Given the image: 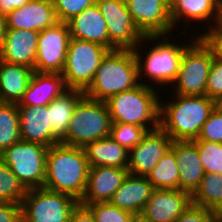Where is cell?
<instances>
[{"instance_id": "2", "label": "cell", "mask_w": 222, "mask_h": 222, "mask_svg": "<svg viewBox=\"0 0 222 222\" xmlns=\"http://www.w3.org/2000/svg\"><path fill=\"white\" fill-rule=\"evenodd\" d=\"M170 99L175 100L161 102L160 99L159 127L171 137L172 141L197 139L202 126L215 109V101L206 95L174 94Z\"/></svg>"}, {"instance_id": "21", "label": "cell", "mask_w": 222, "mask_h": 222, "mask_svg": "<svg viewBox=\"0 0 222 222\" xmlns=\"http://www.w3.org/2000/svg\"><path fill=\"white\" fill-rule=\"evenodd\" d=\"M221 0H174L170 3L171 22L174 28L180 26L178 23H184L185 27H190V21L196 23L206 22L207 27L212 28L218 20L219 4ZM213 19V20H212ZM190 20V21H189ZM210 20V21H209ZM212 20V21H211ZM189 21V23H188ZM199 21V22H198ZM215 21V22H214ZM210 25H209V24ZM177 26V27H176Z\"/></svg>"}, {"instance_id": "10", "label": "cell", "mask_w": 222, "mask_h": 222, "mask_svg": "<svg viewBox=\"0 0 222 222\" xmlns=\"http://www.w3.org/2000/svg\"><path fill=\"white\" fill-rule=\"evenodd\" d=\"M79 201L44 187L28 189L21 202L22 222H69Z\"/></svg>"}, {"instance_id": "15", "label": "cell", "mask_w": 222, "mask_h": 222, "mask_svg": "<svg viewBox=\"0 0 222 222\" xmlns=\"http://www.w3.org/2000/svg\"><path fill=\"white\" fill-rule=\"evenodd\" d=\"M191 203L186 191L154 189L141 213L153 222H174Z\"/></svg>"}, {"instance_id": "9", "label": "cell", "mask_w": 222, "mask_h": 222, "mask_svg": "<svg viewBox=\"0 0 222 222\" xmlns=\"http://www.w3.org/2000/svg\"><path fill=\"white\" fill-rule=\"evenodd\" d=\"M49 147L20 140L0 153V160L16 175L25 188L44 186L46 155Z\"/></svg>"}, {"instance_id": "44", "label": "cell", "mask_w": 222, "mask_h": 222, "mask_svg": "<svg viewBox=\"0 0 222 222\" xmlns=\"http://www.w3.org/2000/svg\"><path fill=\"white\" fill-rule=\"evenodd\" d=\"M131 222H153L150 218H147L142 213H135L132 216Z\"/></svg>"}, {"instance_id": "45", "label": "cell", "mask_w": 222, "mask_h": 222, "mask_svg": "<svg viewBox=\"0 0 222 222\" xmlns=\"http://www.w3.org/2000/svg\"><path fill=\"white\" fill-rule=\"evenodd\" d=\"M216 26L222 31V1L219 4V14Z\"/></svg>"}, {"instance_id": "28", "label": "cell", "mask_w": 222, "mask_h": 222, "mask_svg": "<svg viewBox=\"0 0 222 222\" xmlns=\"http://www.w3.org/2000/svg\"><path fill=\"white\" fill-rule=\"evenodd\" d=\"M191 202L218 213L222 209V175L205 173L191 195Z\"/></svg>"}, {"instance_id": "13", "label": "cell", "mask_w": 222, "mask_h": 222, "mask_svg": "<svg viewBox=\"0 0 222 222\" xmlns=\"http://www.w3.org/2000/svg\"><path fill=\"white\" fill-rule=\"evenodd\" d=\"M126 7L144 35H170V3L167 0H125Z\"/></svg>"}, {"instance_id": "32", "label": "cell", "mask_w": 222, "mask_h": 222, "mask_svg": "<svg viewBox=\"0 0 222 222\" xmlns=\"http://www.w3.org/2000/svg\"><path fill=\"white\" fill-rule=\"evenodd\" d=\"M148 130L138 125L112 123L110 137L127 150H131L147 134Z\"/></svg>"}, {"instance_id": "7", "label": "cell", "mask_w": 222, "mask_h": 222, "mask_svg": "<svg viewBox=\"0 0 222 222\" xmlns=\"http://www.w3.org/2000/svg\"><path fill=\"white\" fill-rule=\"evenodd\" d=\"M188 42L190 44L183 52L180 69L172 85L173 90H175L174 94L184 96L206 95L207 79L214 53L201 36H192Z\"/></svg>"}, {"instance_id": "27", "label": "cell", "mask_w": 222, "mask_h": 222, "mask_svg": "<svg viewBox=\"0 0 222 222\" xmlns=\"http://www.w3.org/2000/svg\"><path fill=\"white\" fill-rule=\"evenodd\" d=\"M83 96V91L67 89L47 105L50 131L59 141L65 137L75 106Z\"/></svg>"}, {"instance_id": "17", "label": "cell", "mask_w": 222, "mask_h": 222, "mask_svg": "<svg viewBox=\"0 0 222 222\" xmlns=\"http://www.w3.org/2000/svg\"><path fill=\"white\" fill-rule=\"evenodd\" d=\"M58 22L52 0H31L6 16V28L43 31Z\"/></svg>"}, {"instance_id": "26", "label": "cell", "mask_w": 222, "mask_h": 222, "mask_svg": "<svg viewBox=\"0 0 222 222\" xmlns=\"http://www.w3.org/2000/svg\"><path fill=\"white\" fill-rule=\"evenodd\" d=\"M34 70L0 60V103L18 104L23 98Z\"/></svg>"}, {"instance_id": "1", "label": "cell", "mask_w": 222, "mask_h": 222, "mask_svg": "<svg viewBox=\"0 0 222 222\" xmlns=\"http://www.w3.org/2000/svg\"><path fill=\"white\" fill-rule=\"evenodd\" d=\"M88 171L83 148L59 142L48 149L43 187L80 201L86 190Z\"/></svg>"}, {"instance_id": "33", "label": "cell", "mask_w": 222, "mask_h": 222, "mask_svg": "<svg viewBox=\"0 0 222 222\" xmlns=\"http://www.w3.org/2000/svg\"><path fill=\"white\" fill-rule=\"evenodd\" d=\"M205 173L222 175V144L195 141Z\"/></svg>"}, {"instance_id": "29", "label": "cell", "mask_w": 222, "mask_h": 222, "mask_svg": "<svg viewBox=\"0 0 222 222\" xmlns=\"http://www.w3.org/2000/svg\"><path fill=\"white\" fill-rule=\"evenodd\" d=\"M176 164L175 153L170 148L146 176L154 189H179V170Z\"/></svg>"}, {"instance_id": "31", "label": "cell", "mask_w": 222, "mask_h": 222, "mask_svg": "<svg viewBox=\"0 0 222 222\" xmlns=\"http://www.w3.org/2000/svg\"><path fill=\"white\" fill-rule=\"evenodd\" d=\"M27 189L11 169L0 160V202L21 204Z\"/></svg>"}, {"instance_id": "11", "label": "cell", "mask_w": 222, "mask_h": 222, "mask_svg": "<svg viewBox=\"0 0 222 222\" xmlns=\"http://www.w3.org/2000/svg\"><path fill=\"white\" fill-rule=\"evenodd\" d=\"M109 34V50H133L145 35L138 29L125 0H96Z\"/></svg>"}, {"instance_id": "22", "label": "cell", "mask_w": 222, "mask_h": 222, "mask_svg": "<svg viewBox=\"0 0 222 222\" xmlns=\"http://www.w3.org/2000/svg\"><path fill=\"white\" fill-rule=\"evenodd\" d=\"M67 90L60 73L33 72L18 106L44 107Z\"/></svg>"}, {"instance_id": "42", "label": "cell", "mask_w": 222, "mask_h": 222, "mask_svg": "<svg viewBox=\"0 0 222 222\" xmlns=\"http://www.w3.org/2000/svg\"><path fill=\"white\" fill-rule=\"evenodd\" d=\"M31 0H0V15L7 16L14 9H18Z\"/></svg>"}, {"instance_id": "47", "label": "cell", "mask_w": 222, "mask_h": 222, "mask_svg": "<svg viewBox=\"0 0 222 222\" xmlns=\"http://www.w3.org/2000/svg\"><path fill=\"white\" fill-rule=\"evenodd\" d=\"M218 222H222V209L217 213Z\"/></svg>"}, {"instance_id": "4", "label": "cell", "mask_w": 222, "mask_h": 222, "mask_svg": "<svg viewBox=\"0 0 222 222\" xmlns=\"http://www.w3.org/2000/svg\"><path fill=\"white\" fill-rule=\"evenodd\" d=\"M140 84L133 50H109L101 60L94 80L84 92L88 98L107 101L111 96Z\"/></svg>"}, {"instance_id": "43", "label": "cell", "mask_w": 222, "mask_h": 222, "mask_svg": "<svg viewBox=\"0 0 222 222\" xmlns=\"http://www.w3.org/2000/svg\"><path fill=\"white\" fill-rule=\"evenodd\" d=\"M6 16L0 15V49L5 39Z\"/></svg>"}, {"instance_id": "5", "label": "cell", "mask_w": 222, "mask_h": 222, "mask_svg": "<svg viewBox=\"0 0 222 222\" xmlns=\"http://www.w3.org/2000/svg\"><path fill=\"white\" fill-rule=\"evenodd\" d=\"M155 88L140 83L135 88L111 96L105 101L111 122L138 125L148 131L158 129L161 94Z\"/></svg>"}, {"instance_id": "46", "label": "cell", "mask_w": 222, "mask_h": 222, "mask_svg": "<svg viewBox=\"0 0 222 222\" xmlns=\"http://www.w3.org/2000/svg\"><path fill=\"white\" fill-rule=\"evenodd\" d=\"M215 107L222 111V95L215 100Z\"/></svg>"}, {"instance_id": "16", "label": "cell", "mask_w": 222, "mask_h": 222, "mask_svg": "<svg viewBox=\"0 0 222 222\" xmlns=\"http://www.w3.org/2000/svg\"><path fill=\"white\" fill-rule=\"evenodd\" d=\"M128 174L127 168L89 167L86 190L79 204L109 202Z\"/></svg>"}, {"instance_id": "35", "label": "cell", "mask_w": 222, "mask_h": 222, "mask_svg": "<svg viewBox=\"0 0 222 222\" xmlns=\"http://www.w3.org/2000/svg\"><path fill=\"white\" fill-rule=\"evenodd\" d=\"M58 22L67 23L84 9L94 5L96 0H52Z\"/></svg>"}, {"instance_id": "24", "label": "cell", "mask_w": 222, "mask_h": 222, "mask_svg": "<svg viewBox=\"0 0 222 222\" xmlns=\"http://www.w3.org/2000/svg\"><path fill=\"white\" fill-rule=\"evenodd\" d=\"M153 190L154 188L146 176L129 173L109 202L130 213H141Z\"/></svg>"}, {"instance_id": "38", "label": "cell", "mask_w": 222, "mask_h": 222, "mask_svg": "<svg viewBox=\"0 0 222 222\" xmlns=\"http://www.w3.org/2000/svg\"><path fill=\"white\" fill-rule=\"evenodd\" d=\"M174 222H218L217 212L190 204Z\"/></svg>"}, {"instance_id": "3", "label": "cell", "mask_w": 222, "mask_h": 222, "mask_svg": "<svg viewBox=\"0 0 222 222\" xmlns=\"http://www.w3.org/2000/svg\"><path fill=\"white\" fill-rule=\"evenodd\" d=\"M168 37L169 35H145L140 44L133 49L141 84L153 87L155 83V86L159 84L158 87L162 85L167 87V85L171 86L175 82L183 52L190 43L184 41L187 44L180 45L181 42L174 43L175 41H171V37L169 40ZM145 42L149 44L154 42L152 46L147 47L149 50H145L147 51L146 54L141 51L143 50L141 45L144 47ZM141 52L145 57H143L144 55ZM143 75H146L147 77L145 76V78L149 79L153 85L152 83L150 85L145 80L142 82Z\"/></svg>"}, {"instance_id": "41", "label": "cell", "mask_w": 222, "mask_h": 222, "mask_svg": "<svg viewBox=\"0 0 222 222\" xmlns=\"http://www.w3.org/2000/svg\"><path fill=\"white\" fill-rule=\"evenodd\" d=\"M69 222H96L91 211L84 205L78 204L72 211Z\"/></svg>"}, {"instance_id": "19", "label": "cell", "mask_w": 222, "mask_h": 222, "mask_svg": "<svg viewBox=\"0 0 222 222\" xmlns=\"http://www.w3.org/2000/svg\"><path fill=\"white\" fill-rule=\"evenodd\" d=\"M170 148L175 153L176 165L179 170V190L192 195L205 174L197 144L194 140L172 141Z\"/></svg>"}, {"instance_id": "34", "label": "cell", "mask_w": 222, "mask_h": 222, "mask_svg": "<svg viewBox=\"0 0 222 222\" xmlns=\"http://www.w3.org/2000/svg\"><path fill=\"white\" fill-rule=\"evenodd\" d=\"M92 213L96 222H131L133 213L122 210L110 202L81 204Z\"/></svg>"}, {"instance_id": "18", "label": "cell", "mask_w": 222, "mask_h": 222, "mask_svg": "<svg viewBox=\"0 0 222 222\" xmlns=\"http://www.w3.org/2000/svg\"><path fill=\"white\" fill-rule=\"evenodd\" d=\"M38 35L37 31L6 28L0 60L25 65L35 71Z\"/></svg>"}, {"instance_id": "14", "label": "cell", "mask_w": 222, "mask_h": 222, "mask_svg": "<svg viewBox=\"0 0 222 222\" xmlns=\"http://www.w3.org/2000/svg\"><path fill=\"white\" fill-rule=\"evenodd\" d=\"M171 137L160 127L148 131L136 146L129 151L128 171L137 176H147L161 157L170 149Z\"/></svg>"}, {"instance_id": "30", "label": "cell", "mask_w": 222, "mask_h": 222, "mask_svg": "<svg viewBox=\"0 0 222 222\" xmlns=\"http://www.w3.org/2000/svg\"><path fill=\"white\" fill-rule=\"evenodd\" d=\"M20 140L18 104L0 103V153Z\"/></svg>"}, {"instance_id": "37", "label": "cell", "mask_w": 222, "mask_h": 222, "mask_svg": "<svg viewBox=\"0 0 222 222\" xmlns=\"http://www.w3.org/2000/svg\"><path fill=\"white\" fill-rule=\"evenodd\" d=\"M222 95V61L213 57L206 85V96L214 101Z\"/></svg>"}, {"instance_id": "20", "label": "cell", "mask_w": 222, "mask_h": 222, "mask_svg": "<svg viewBox=\"0 0 222 222\" xmlns=\"http://www.w3.org/2000/svg\"><path fill=\"white\" fill-rule=\"evenodd\" d=\"M20 136L22 141L51 147L60 141L50 131V118L47 106H18Z\"/></svg>"}, {"instance_id": "36", "label": "cell", "mask_w": 222, "mask_h": 222, "mask_svg": "<svg viewBox=\"0 0 222 222\" xmlns=\"http://www.w3.org/2000/svg\"><path fill=\"white\" fill-rule=\"evenodd\" d=\"M194 141H209L222 144V111L215 109L206 120L200 134Z\"/></svg>"}, {"instance_id": "39", "label": "cell", "mask_w": 222, "mask_h": 222, "mask_svg": "<svg viewBox=\"0 0 222 222\" xmlns=\"http://www.w3.org/2000/svg\"><path fill=\"white\" fill-rule=\"evenodd\" d=\"M206 31H202L198 33H202L197 36H201L204 41L211 47L214 57L218 60L222 61V31L215 25L210 29L204 26Z\"/></svg>"}, {"instance_id": "6", "label": "cell", "mask_w": 222, "mask_h": 222, "mask_svg": "<svg viewBox=\"0 0 222 222\" xmlns=\"http://www.w3.org/2000/svg\"><path fill=\"white\" fill-rule=\"evenodd\" d=\"M111 124L106 102L84 95L75 106L66 135L60 143L83 147L86 143L110 136Z\"/></svg>"}, {"instance_id": "12", "label": "cell", "mask_w": 222, "mask_h": 222, "mask_svg": "<svg viewBox=\"0 0 222 222\" xmlns=\"http://www.w3.org/2000/svg\"><path fill=\"white\" fill-rule=\"evenodd\" d=\"M70 38L69 26L64 22H57L40 31L37 41L35 72L61 74Z\"/></svg>"}, {"instance_id": "8", "label": "cell", "mask_w": 222, "mask_h": 222, "mask_svg": "<svg viewBox=\"0 0 222 222\" xmlns=\"http://www.w3.org/2000/svg\"><path fill=\"white\" fill-rule=\"evenodd\" d=\"M109 51L99 44L70 38L62 77L67 89L85 92L92 84L101 60Z\"/></svg>"}, {"instance_id": "40", "label": "cell", "mask_w": 222, "mask_h": 222, "mask_svg": "<svg viewBox=\"0 0 222 222\" xmlns=\"http://www.w3.org/2000/svg\"><path fill=\"white\" fill-rule=\"evenodd\" d=\"M0 222H22L21 204L0 202Z\"/></svg>"}, {"instance_id": "23", "label": "cell", "mask_w": 222, "mask_h": 222, "mask_svg": "<svg viewBox=\"0 0 222 222\" xmlns=\"http://www.w3.org/2000/svg\"><path fill=\"white\" fill-rule=\"evenodd\" d=\"M67 24L71 38L93 42L109 49L107 24L96 3L70 19Z\"/></svg>"}, {"instance_id": "25", "label": "cell", "mask_w": 222, "mask_h": 222, "mask_svg": "<svg viewBox=\"0 0 222 222\" xmlns=\"http://www.w3.org/2000/svg\"><path fill=\"white\" fill-rule=\"evenodd\" d=\"M89 167L128 168L129 150L110 136L86 143L83 147Z\"/></svg>"}]
</instances>
